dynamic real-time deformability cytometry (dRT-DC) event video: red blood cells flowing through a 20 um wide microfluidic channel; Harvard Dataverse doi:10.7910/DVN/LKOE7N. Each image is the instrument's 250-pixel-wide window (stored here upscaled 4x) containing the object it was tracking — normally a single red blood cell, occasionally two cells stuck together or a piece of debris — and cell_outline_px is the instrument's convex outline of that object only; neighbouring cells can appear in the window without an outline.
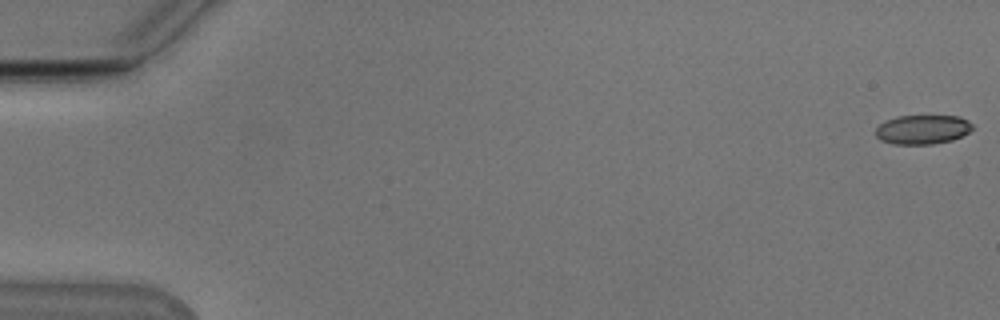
{"species": "Egyptian fruit bat (a non-hibernating species)", "species_latin": "Rousettus aegyptiacus", "temperature_condition": "cold", "stored_images_in_passage": 54, "camera_frame_rate_fps": 3000, "um_per_image_px": 0.085, "animal": {"sex": "male"}, "frame": {"image": 1, "passage_image": 1, "time_ms": 0.0, "image_size_px": [1000, 320], "cell_outline_px": [[972, 128], [968, 132], [952, 140], [932, 144], [892, 144], [880, 140], [876, 136], [876, 128], [880, 124], [896, 116], [960, 116], [968, 120], [972, 124]], "centroid_in_image_um": [78.41, 11.01], "position_along_channel_um": 6.6, "area_um2": 16.42}}
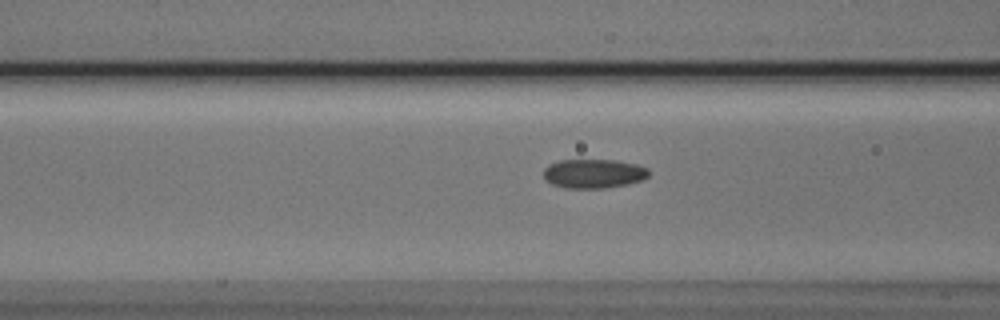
{"frame": {"image": 2, "passage_image": 22, "time_ms": 7.0, "image_size_px": [1000, 320], "cell_outline_px": [[648, 176], [640, 180], [628, 184], [604, 188], [564, 188], [552, 184], [544, 176], [544, 168], [548, 164], [560, 160], [616, 160], [636, 164], [648, 168]], "centroid_in_image_um": [50.45, 14.75], "position_along_channel_um": 116.2, "area_um2": 17.8}}
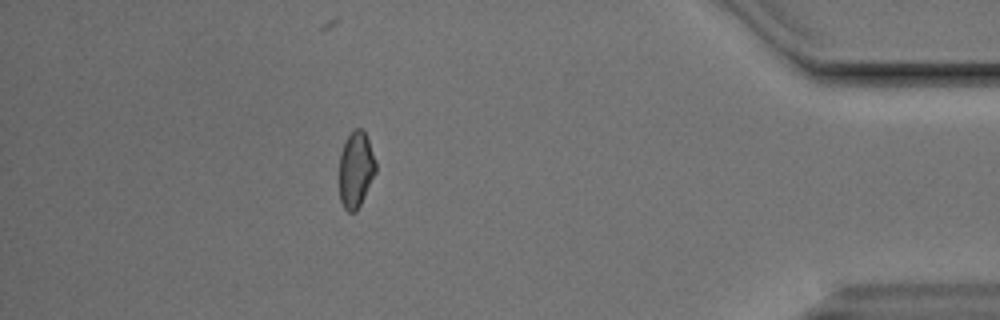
{"frame": {"image": 3, "passage_image": 48, "time_ms": 15.667, "image_size_px": [1000, 320], "cell_outline_px": [[376, 172], [356, 212], [348, 212], [344, 208], [340, 200], [340, 152], [348, 136], [356, 128], [360, 128], [364, 132], [368, 140], [376, 160]], "centroid_in_image_um": [30.25, 14.43], "position_along_channel_um": 404.9, "area_um2": 15.95}, "authors_computed_cell_mechanics": {"area_um2": 17.2822, "velocity_mm_per_s": 3.8508, "shape_relaxation_time_tau1_ms": 8.9887, "shape_relaxation_time_tau2_ms": null, "deformation_change_tau1": 0.1378, "deformation_change_tau2": null}}